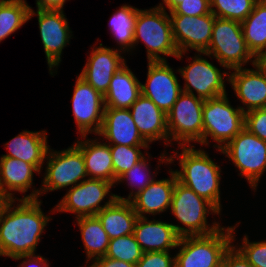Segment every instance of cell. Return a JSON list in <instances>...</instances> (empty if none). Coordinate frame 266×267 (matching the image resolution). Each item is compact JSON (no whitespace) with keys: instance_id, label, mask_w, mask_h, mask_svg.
Masks as SVG:
<instances>
[{"instance_id":"8","label":"cell","mask_w":266,"mask_h":267,"mask_svg":"<svg viewBox=\"0 0 266 267\" xmlns=\"http://www.w3.org/2000/svg\"><path fill=\"white\" fill-rule=\"evenodd\" d=\"M221 153L236 167L238 176L246 179L251 191L257 192L266 172V141L244 128L219 150Z\"/></svg>"},{"instance_id":"30","label":"cell","mask_w":266,"mask_h":267,"mask_svg":"<svg viewBox=\"0 0 266 267\" xmlns=\"http://www.w3.org/2000/svg\"><path fill=\"white\" fill-rule=\"evenodd\" d=\"M111 15L108 30L117 44L115 49L131 55L133 52L134 28L139 8L130 4L118 6Z\"/></svg>"},{"instance_id":"41","label":"cell","mask_w":266,"mask_h":267,"mask_svg":"<svg viewBox=\"0 0 266 267\" xmlns=\"http://www.w3.org/2000/svg\"><path fill=\"white\" fill-rule=\"evenodd\" d=\"M23 259V260H22ZM13 260H19L17 267H50L51 262L42 254L20 255Z\"/></svg>"},{"instance_id":"23","label":"cell","mask_w":266,"mask_h":267,"mask_svg":"<svg viewBox=\"0 0 266 267\" xmlns=\"http://www.w3.org/2000/svg\"><path fill=\"white\" fill-rule=\"evenodd\" d=\"M133 235L144 253L175 250L180 239L172 222L161 220L160 217H138Z\"/></svg>"},{"instance_id":"12","label":"cell","mask_w":266,"mask_h":267,"mask_svg":"<svg viewBox=\"0 0 266 267\" xmlns=\"http://www.w3.org/2000/svg\"><path fill=\"white\" fill-rule=\"evenodd\" d=\"M114 187L111 182L87 178L66 190L65 195L54 205L55 214L71 213L74 218L96 216L116 200L112 192Z\"/></svg>"},{"instance_id":"45","label":"cell","mask_w":266,"mask_h":267,"mask_svg":"<svg viewBox=\"0 0 266 267\" xmlns=\"http://www.w3.org/2000/svg\"><path fill=\"white\" fill-rule=\"evenodd\" d=\"M12 201V199L1 190L0 188V218L7 207V205Z\"/></svg>"},{"instance_id":"15","label":"cell","mask_w":266,"mask_h":267,"mask_svg":"<svg viewBox=\"0 0 266 267\" xmlns=\"http://www.w3.org/2000/svg\"><path fill=\"white\" fill-rule=\"evenodd\" d=\"M172 34L179 51L176 59L182 60L187 52H205L211 42L215 15H169Z\"/></svg>"},{"instance_id":"5","label":"cell","mask_w":266,"mask_h":267,"mask_svg":"<svg viewBox=\"0 0 266 267\" xmlns=\"http://www.w3.org/2000/svg\"><path fill=\"white\" fill-rule=\"evenodd\" d=\"M232 236V225H225L208 235L180 237L174 251L175 267H221Z\"/></svg>"},{"instance_id":"33","label":"cell","mask_w":266,"mask_h":267,"mask_svg":"<svg viewBox=\"0 0 266 267\" xmlns=\"http://www.w3.org/2000/svg\"><path fill=\"white\" fill-rule=\"evenodd\" d=\"M109 146L113 162L114 185L116 180L140 162L149 153L148 150L151 148V146Z\"/></svg>"},{"instance_id":"43","label":"cell","mask_w":266,"mask_h":267,"mask_svg":"<svg viewBox=\"0 0 266 267\" xmlns=\"http://www.w3.org/2000/svg\"><path fill=\"white\" fill-rule=\"evenodd\" d=\"M36 9L42 10H64L68 0H36Z\"/></svg>"},{"instance_id":"29","label":"cell","mask_w":266,"mask_h":267,"mask_svg":"<svg viewBox=\"0 0 266 267\" xmlns=\"http://www.w3.org/2000/svg\"><path fill=\"white\" fill-rule=\"evenodd\" d=\"M73 221L80 230V237L86 254L84 266L79 267H87L94 260L105 256L110 238L97 216H82Z\"/></svg>"},{"instance_id":"21","label":"cell","mask_w":266,"mask_h":267,"mask_svg":"<svg viewBox=\"0 0 266 267\" xmlns=\"http://www.w3.org/2000/svg\"><path fill=\"white\" fill-rule=\"evenodd\" d=\"M129 111L142 138L149 145L162 141L167 150L166 148L169 147L167 115L142 94L132 104Z\"/></svg>"},{"instance_id":"24","label":"cell","mask_w":266,"mask_h":267,"mask_svg":"<svg viewBox=\"0 0 266 267\" xmlns=\"http://www.w3.org/2000/svg\"><path fill=\"white\" fill-rule=\"evenodd\" d=\"M47 130H23L4 144L7 154L1 157L16 158L33 164L40 172L50 149Z\"/></svg>"},{"instance_id":"7","label":"cell","mask_w":266,"mask_h":267,"mask_svg":"<svg viewBox=\"0 0 266 267\" xmlns=\"http://www.w3.org/2000/svg\"><path fill=\"white\" fill-rule=\"evenodd\" d=\"M202 114L203 146L212 143L217 152L245 128V113L231 104L228 93L205 100Z\"/></svg>"},{"instance_id":"31","label":"cell","mask_w":266,"mask_h":267,"mask_svg":"<svg viewBox=\"0 0 266 267\" xmlns=\"http://www.w3.org/2000/svg\"><path fill=\"white\" fill-rule=\"evenodd\" d=\"M248 50L259 61L266 54V0H258L241 22Z\"/></svg>"},{"instance_id":"39","label":"cell","mask_w":266,"mask_h":267,"mask_svg":"<svg viewBox=\"0 0 266 267\" xmlns=\"http://www.w3.org/2000/svg\"><path fill=\"white\" fill-rule=\"evenodd\" d=\"M245 128L260 139L266 141V108L246 112Z\"/></svg>"},{"instance_id":"34","label":"cell","mask_w":266,"mask_h":267,"mask_svg":"<svg viewBox=\"0 0 266 267\" xmlns=\"http://www.w3.org/2000/svg\"><path fill=\"white\" fill-rule=\"evenodd\" d=\"M143 253L134 235L130 234L110 240L105 257L136 265Z\"/></svg>"},{"instance_id":"25","label":"cell","mask_w":266,"mask_h":267,"mask_svg":"<svg viewBox=\"0 0 266 267\" xmlns=\"http://www.w3.org/2000/svg\"><path fill=\"white\" fill-rule=\"evenodd\" d=\"M73 144L82 152L88 178L104 180L114 184L113 162L110 146L94 135L78 136Z\"/></svg>"},{"instance_id":"17","label":"cell","mask_w":266,"mask_h":267,"mask_svg":"<svg viewBox=\"0 0 266 267\" xmlns=\"http://www.w3.org/2000/svg\"><path fill=\"white\" fill-rule=\"evenodd\" d=\"M99 40L98 38L97 42L90 46L92 50L87 52V61L78 75L104 95L109 88L111 78L127 59L124 57L126 56L124 52L113 46H105L99 43Z\"/></svg>"},{"instance_id":"26","label":"cell","mask_w":266,"mask_h":267,"mask_svg":"<svg viewBox=\"0 0 266 267\" xmlns=\"http://www.w3.org/2000/svg\"><path fill=\"white\" fill-rule=\"evenodd\" d=\"M140 83L126 62L115 72L103 95L105 108L129 109L141 95Z\"/></svg>"},{"instance_id":"10","label":"cell","mask_w":266,"mask_h":267,"mask_svg":"<svg viewBox=\"0 0 266 267\" xmlns=\"http://www.w3.org/2000/svg\"><path fill=\"white\" fill-rule=\"evenodd\" d=\"M204 99L182 92L171 110L167 113L169 148L177 146H196L203 148ZM171 146V147H170Z\"/></svg>"},{"instance_id":"28","label":"cell","mask_w":266,"mask_h":267,"mask_svg":"<svg viewBox=\"0 0 266 267\" xmlns=\"http://www.w3.org/2000/svg\"><path fill=\"white\" fill-rule=\"evenodd\" d=\"M110 240L133 234L138 215L129 201L115 200L96 214Z\"/></svg>"},{"instance_id":"46","label":"cell","mask_w":266,"mask_h":267,"mask_svg":"<svg viewBox=\"0 0 266 267\" xmlns=\"http://www.w3.org/2000/svg\"><path fill=\"white\" fill-rule=\"evenodd\" d=\"M259 62L266 68V54L259 60Z\"/></svg>"},{"instance_id":"42","label":"cell","mask_w":266,"mask_h":267,"mask_svg":"<svg viewBox=\"0 0 266 267\" xmlns=\"http://www.w3.org/2000/svg\"><path fill=\"white\" fill-rule=\"evenodd\" d=\"M87 267H136V265L122 260H115L103 256L101 258L94 260Z\"/></svg>"},{"instance_id":"2","label":"cell","mask_w":266,"mask_h":267,"mask_svg":"<svg viewBox=\"0 0 266 267\" xmlns=\"http://www.w3.org/2000/svg\"><path fill=\"white\" fill-rule=\"evenodd\" d=\"M175 147L170 150L173 153L170 152L168 155L169 166H172L175 160L178 161L179 169H173L177 181L209 201L222 214L221 165L209 156V152L204 150L205 147L198 149L195 145Z\"/></svg>"},{"instance_id":"35","label":"cell","mask_w":266,"mask_h":267,"mask_svg":"<svg viewBox=\"0 0 266 267\" xmlns=\"http://www.w3.org/2000/svg\"><path fill=\"white\" fill-rule=\"evenodd\" d=\"M258 0H210V9L215 17L242 22Z\"/></svg>"},{"instance_id":"11","label":"cell","mask_w":266,"mask_h":267,"mask_svg":"<svg viewBox=\"0 0 266 267\" xmlns=\"http://www.w3.org/2000/svg\"><path fill=\"white\" fill-rule=\"evenodd\" d=\"M205 56L203 52H195L190 57L188 55V64L176 71L184 79L182 92L207 100L227 94L229 71L221 70Z\"/></svg>"},{"instance_id":"38","label":"cell","mask_w":266,"mask_h":267,"mask_svg":"<svg viewBox=\"0 0 266 267\" xmlns=\"http://www.w3.org/2000/svg\"><path fill=\"white\" fill-rule=\"evenodd\" d=\"M210 12V0H183L169 12V15L201 16Z\"/></svg>"},{"instance_id":"3","label":"cell","mask_w":266,"mask_h":267,"mask_svg":"<svg viewBox=\"0 0 266 267\" xmlns=\"http://www.w3.org/2000/svg\"><path fill=\"white\" fill-rule=\"evenodd\" d=\"M177 223H172L180 237L208 235L222 227L221 213L206 199L176 181L170 211ZM218 215L208 223V216Z\"/></svg>"},{"instance_id":"13","label":"cell","mask_w":266,"mask_h":267,"mask_svg":"<svg viewBox=\"0 0 266 267\" xmlns=\"http://www.w3.org/2000/svg\"><path fill=\"white\" fill-rule=\"evenodd\" d=\"M64 10H42L31 7L29 20L37 16L40 38L45 52L49 74L54 77L62 62L63 50L73 38Z\"/></svg>"},{"instance_id":"40","label":"cell","mask_w":266,"mask_h":267,"mask_svg":"<svg viewBox=\"0 0 266 267\" xmlns=\"http://www.w3.org/2000/svg\"><path fill=\"white\" fill-rule=\"evenodd\" d=\"M221 267H254L246 258L233 246L225 252Z\"/></svg>"},{"instance_id":"9","label":"cell","mask_w":266,"mask_h":267,"mask_svg":"<svg viewBox=\"0 0 266 267\" xmlns=\"http://www.w3.org/2000/svg\"><path fill=\"white\" fill-rule=\"evenodd\" d=\"M43 166L40 200L49 192L67 190L88 178L82 152L74 144L63 150L50 147Z\"/></svg>"},{"instance_id":"37","label":"cell","mask_w":266,"mask_h":267,"mask_svg":"<svg viewBox=\"0 0 266 267\" xmlns=\"http://www.w3.org/2000/svg\"><path fill=\"white\" fill-rule=\"evenodd\" d=\"M171 251L143 253L136 267H175V255Z\"/></svg>"},{"instance_id":"20","label":"cell","mask_w":266,"mask_h":267,"mask_svg":"<svg viewBox=\"0 0 266 267\" xmlns=\"http://www.w3.org/2000/svg\"><path fill=\"white\" fill-rule=\"evenodd\" d=\"M168 168L169 177L155 179L129 200L138 217H155L170 211L177 176L171 166Z\"/></svg>"},{"instance_id":"27","label":"cell","mask_w":266,"mask_h":267,"mask_svg":"<svg viewBox=\"0 0 266 267\" xmlns=\"http://www.w3.org/2000/svg\"><path fill=\"white\" fill-rule=\"evenodd\" d=\"M167 151L168 150L165 149L163 152L161 151L159 158H157V167H154L155 169L151 168L153 165H151L150 161L153 158L152 154L149 152L140 162L134 165L129 171L121 175L116 180L115 187L125 183L126 186L129 187L130 192L128 193L127 197L115 194L116 199L120 201H129L137 193L145 189L151 182H153L159 175V170H161L160 166L162 164L169 166V151Z\"/></svg>"},{"instance_id":"16","label":"cell","mask_w":266,"mask_h":267,"mask_svg":"<svg viewBox=\"0 0 266 267\" xmlns=\"http://www.w3.org/2000/svg\"><path fill=\"white\" fill-rule=\"evenodd\" d=\"M145 83H140L141 94L149 98L166 115L182 93L175 69L168 61L147 62Z\"/></svg>"},{"instance_id":"4","label":"cell","mask_w":266,"mask_h":267,"mask_svg":"<svg viewBox=\"0 0 266 267\" xmlns=\"http://www.w3.org/2000/svg\"><path fill=\"white\" fill-rule=\"evenodd\" d=\"M143 42L148 62L168 61L166 57H177L169 12L155 5L139 9L135 21L133 51Z\"/></svg>"},{"instance_id":"36","label":"cell","mask_w":266,"mask_h":267,"mask_svg":"<svg viewBox=\"0 0 266 267\" xmlns=\"http://www.w3.org/2000/svg\"><path fill=\"white\" fill-rule=\"evenodd\" d=\"M232 225V245L251 263L254 267H266V240L250 241L249 235L244 234L239 243L236 239V231L240 221ZM237 240V242H235Z\"/></svg>"},{"instance_id":"18","label":"cell","mask_w":266,"mask_h":267,"mask_svg":"<svg viewBox=\"0 0 266 267\" xmlns=\"http://www.w3.org/2000/svg\"><path fill=\"white\" fill-rule=\"evenodd\" d=\"M253 68H238L229 71V82L234 95L244 112L266 108V68L257 61Z\"/></svg>"},{"instance_id":"22","label":"cell","mask_w":266,"mask_h":267,"mask_svg":"<svg viewBox=\"0 0 266 267\" xmlns=\"http://www.w3.org/2000/svg\"><path fill=\"white\" fill-rule=\"evenodd\" d=\"M97 136L109 145L151 146L140 135L129 109L104 108Z\"/></svg>"},{"instance_id":"32","label":"cell","mask_w":266,"mask_h":267,"mask_svg":"<svg viewBox=\"0 0 266 267\" xmlns=\"http://www.w3.org/2000/svg\"><path fill=\"white\" fill-rule=\"evenodd\" d=\"M30 8L26 0H1L0 43L29 21Z\"/></svg>"},{"instance_id":"44","label":"cell","mask_w":266,"mask_h":267,"mask_svg":"<svg viewBox=\"0 0 266 267\" xmlns=\"http://www.w3.org/2000/svg\"><path fill=\"white\" fill-rule=\"evenodd\" d=\"M183 0H162L158 6L171 12Z\"/></svg>"},{"instance_id":"6","label":"cell","mask_w":266,"mask_h":267,"mask_svg":"<svg viewBox=\"0 0 266 267\" xmlns=\"http://www.w3.org/2000/svg\"><path fill=\"white\" fill-rule=\"evenodd\" d=\"M204 53L228 71L258 61L247 48L241 22L219 17H215L211 42Z\"/></svg>"},{"instance_id":"14","label":"cell","mask_w":266,"mask_h":267,"mask_svg":"<svg viewBox=\"0 0 266 267\" xmlns=\"http://www.w3.org/2000/svg\"><path fill=\"white\" fill-rule=\"evenodd\" d=\"M71 98L72 114L79 136L98 135L103 124L104 96L78 74Z\"/></svg>"},{"instance_id":"19","label":"cell","mask_w":266,"mask_h":267,"mask_svg":"<svg viewBox=\"0 0 266 267\" xmlns=\"http://www.w3.org/2000/svg\"><path fill=\"white\" fill-rule=\"evenodd\" d=\"M41 172L28 162L10 157H0V188L12 200H37L40 187L36 189L34 174ZM31 189V193L27 194ZM22 194L17 197L16 194ZM16 195V196H15Z\"/></svg>"},{"instance_id":"1","label":"cell","mask_w":266,"mask_h":267,"mask_svg":"<svg viewBox=\"0 0 266 267\" xmlns=\"http://www.w3.org/2000/svg\"><path fill=\"white\" fill-rule=\"evenodd\" d=\"M42 203L40 199L12 200L7 205L0 218L1 257L12 260L20 255L38 254L37 246L53 219L52 214H55L54 207L49 211V216L44 213Z\"/></svg>"}]
</instances>
